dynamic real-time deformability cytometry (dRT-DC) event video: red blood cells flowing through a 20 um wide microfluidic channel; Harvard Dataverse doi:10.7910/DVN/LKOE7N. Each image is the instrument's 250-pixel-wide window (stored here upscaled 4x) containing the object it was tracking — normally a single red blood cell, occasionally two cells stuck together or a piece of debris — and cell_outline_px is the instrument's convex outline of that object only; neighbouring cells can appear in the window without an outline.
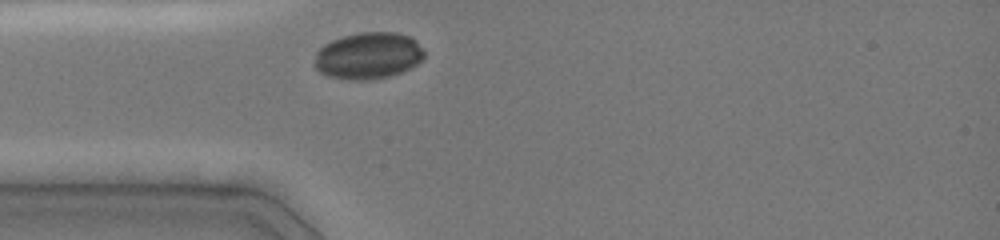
{"species": "common noctule bat (a hibernating species)", "species_latin": "Nyctalus noctula", "temperature_condition": "cold", "stored_images_in_passage": 1, "camera_frame_rate_fps": 3000, "um_per_image_px": 0.085, "animal": {"sex": "female", "body_mass_g": 19.0, "forearm_length_mm": 51.5}, "frame": {"image": 1, "passage_image": 1, "time_ms": 0.0, "image_size_px": [1000, 240], "cell_outline_px": [[424, 56], [412, 68], [376, 80], [352, 80], [328, 76], [320, 72], [316, 68], [316, 52], [324, 44], [332, 40], [344, 36], [360, 32], [396, 32], [408, 36], [424, 52]], "centroid_in_image_um": [31.28, 4.74], "position_along_channel_um": 53.7, "area_um2": 29.54}}